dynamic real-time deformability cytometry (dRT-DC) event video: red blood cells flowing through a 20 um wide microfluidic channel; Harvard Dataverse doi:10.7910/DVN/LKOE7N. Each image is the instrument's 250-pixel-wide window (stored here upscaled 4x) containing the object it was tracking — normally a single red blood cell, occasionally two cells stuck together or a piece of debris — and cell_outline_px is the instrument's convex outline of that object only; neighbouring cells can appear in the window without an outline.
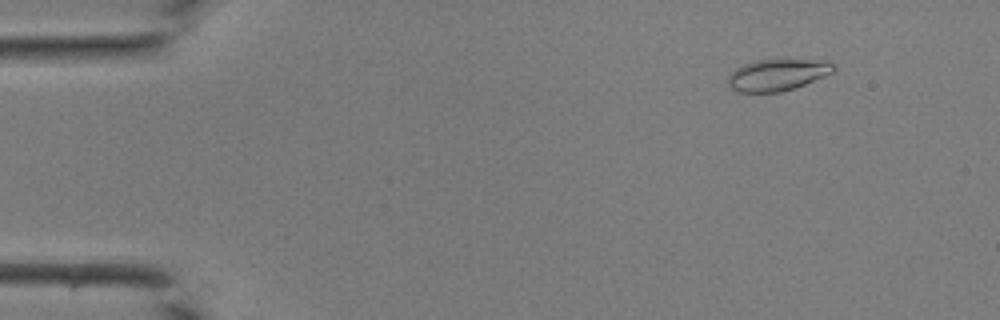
{"species": "common noctule bat (a hibernating species)", "species_latin": "Nyctalus noctula", "temperature_condition": "room temperature", "stored_images_in_passage": 42, "camera_frame_rate_fps": 3000, "um_per_image_px": 0.085, "animal": {"sex": "male", "body_mass_g": 19.0, "forearm_length_mm": 50.8}, "frame": {"image": 1, "passage_image": 5, "time_ms": 1.333, "image_size_px": [1000, 320], "cell_outline_px": [[836, 68], [832, 72], [824, 76], [796, 88], [780, 92], [740, 92], [732, 88], [728, 84], [728, 76], [736, 68], [744, 64], [756, 60], [828, 60]], "centroid_in_image_um": [66.09, 6.36], "position_along_channel_um": 18.9, "area_um2": 19.31}}
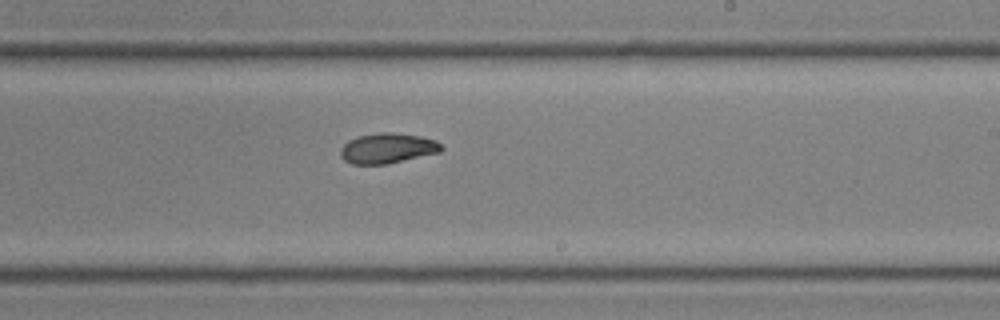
{"frame": {"image": 2, "passage_image": 26, "time_ms": 8.333, "image_size_px": [1000, 320], "cell_outline_px": [[444, 148], [440, 152], [388, 164], [352, 164], [344, 160], [340, 156], [340, 148], [348, 140], [356, 136], [380, 132], [392, 132], [420, 136], [436, 140]], "centroid_in_image_um": [32.92, 12.6], "position_along_channel_um": 256.1, "area_um2": 17.92}}
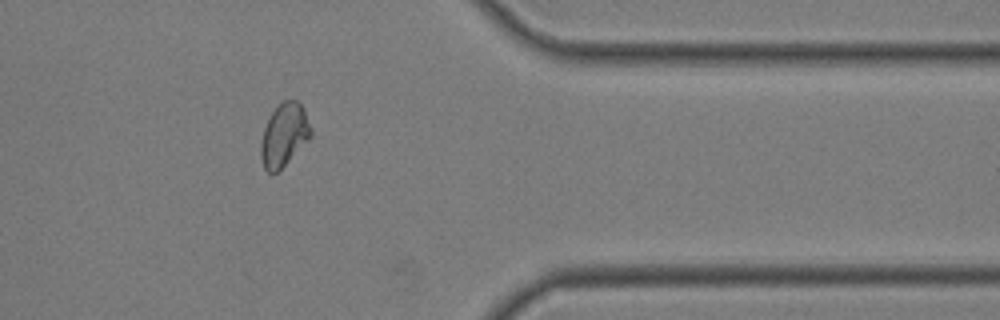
{"frame": {"image": 3, "passage_image": 35, "time_ms": 11.333, "image_size_px": [1000, 320], "cell_outline_px": [[312, 136], [276, 172], [268, 172], [264, 168], [260, 156], [260, 144], [264, 128], [272, 112], [284, 100], [296, 100], [304, 108], [312, 128]], "centroid_in_image_um": [24.16, 11.45], "position_along_channel_um": 387.2, "area_um2": 18.03}}